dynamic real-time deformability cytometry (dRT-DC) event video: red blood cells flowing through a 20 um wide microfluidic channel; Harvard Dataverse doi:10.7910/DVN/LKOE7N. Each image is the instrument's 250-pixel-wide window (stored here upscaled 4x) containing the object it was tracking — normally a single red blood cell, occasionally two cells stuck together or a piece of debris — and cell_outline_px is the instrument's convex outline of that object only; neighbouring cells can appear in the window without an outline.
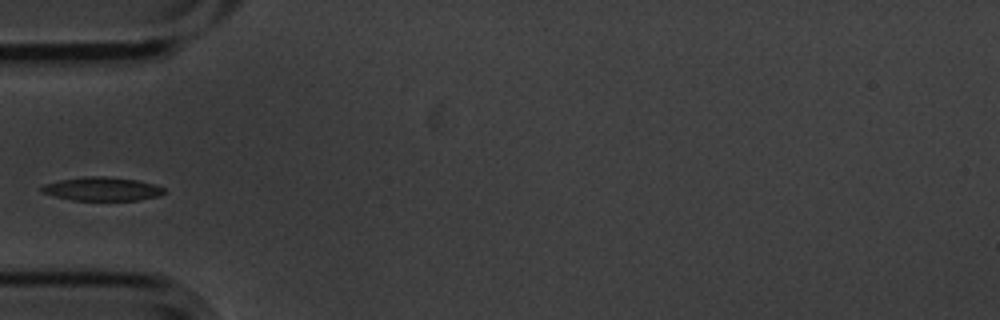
{"species": "common noctule bat (a hibernating species)", "species_latin": "Nyctalus noctula", "temperature_condition": "cold", "stored_images_in_passage": 4, "camera_frame_rate_fps": 3000, "um_per_image_px": 0.085, "animal": {"sex": "male", "body_mass_g": 20.1, "forearm_length_mm": 53.5}, "frame": {"image": 1, "passage_image": 4, "time_ms": 1.0, "image_size_px": [1000, 320], "cell_outline_px": [[164, 192], [160, 196], [136, 200], [72, 200], [56, 196], [44, 192], [40, 188], [44, 184], [60, 180], [84, 176], [104, 176], [136, 180], [156, 184], [164, 188]], "centroid_in_image_um": [8.71, 16.05], "position_along_channel_um": 76.3, "area_um2": 16.7}}